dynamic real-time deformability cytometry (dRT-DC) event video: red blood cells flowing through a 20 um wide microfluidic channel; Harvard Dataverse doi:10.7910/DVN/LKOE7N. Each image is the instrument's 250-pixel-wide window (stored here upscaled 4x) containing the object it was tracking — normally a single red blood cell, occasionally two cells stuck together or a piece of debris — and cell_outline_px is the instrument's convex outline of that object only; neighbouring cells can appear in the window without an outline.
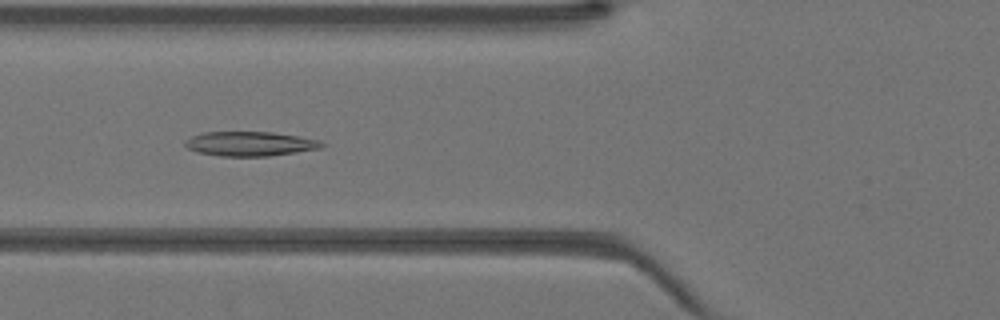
{"species": "Egyptian fruit bat (a non-hibernating species)", "species_latin": "Rousettus aegyptiacus", "temperature_condition": "warm", "stored_images_in_passage": 33, "camera_frame_rate_fps": 3000, "um_per_image_px": 0.085, "animal": {"sex": "female"}, "frame": {"image": 1, "passage_image": 6, "time_ms": 1.667, "image_size_px": [1000, 320], "cell_outline_px": [[328, 144], [320, 148], [296, 152], [268, 156], [220, 156], [196, 152], [188, 148], [184, 144], [184, 140], [192, 136], [204, 132], [272, 132], [320, 140]], "centroid_in_image_um": [21.24, 12.22], "position_along_channel_um": 104.6, "area_um2": 19.48}}
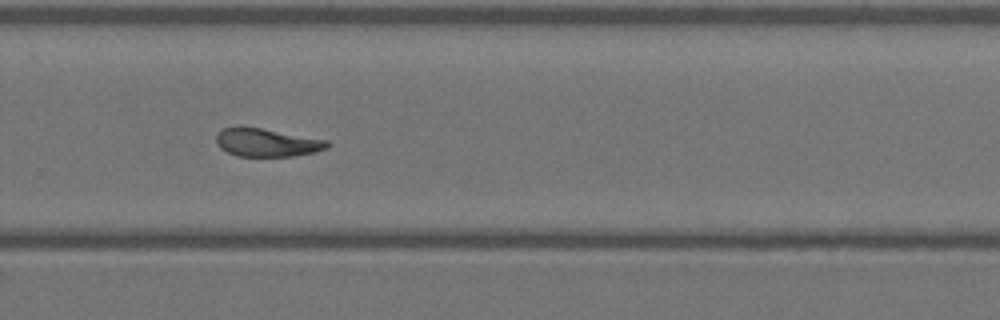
{"frame": {"image": 2, "passage_image": 19, "time_ms": 6.0, "image_size_px": [1000, 320], "cell_outline_px": [[332, 144], [328, 148], [312, 152], [292, 156], [236, 156], [220, 148], [216, 144], [216, 136], [224, 128], [240, 124], [328, 140]], "centroid_in_image_um": [22.66, 12.09], "position_along_channel_um": 307.1, "area_um2": 18.5}}
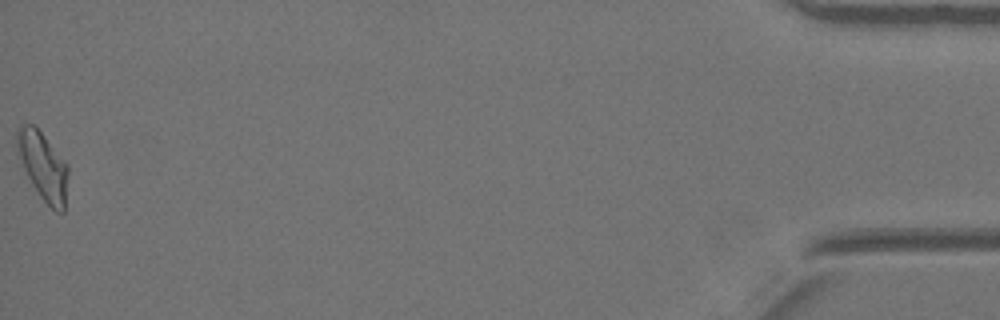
{"frame": {"image": 3, "passage_image": 33, "time_ms": 10.667, "image_size_px": [1000, 320], "cell_outline_px": [[68, 172], [64, 212], [56, 212], [40, 196], [32, 184], [24, 168], [16, 144], [16, 132], [20, 124], [32, 124], [40, 132], [68, 164]], "centroid_in_image_um": [3.67, 14.12], "position_along_channel_um": 431.5, "area_um2": 19.77}}